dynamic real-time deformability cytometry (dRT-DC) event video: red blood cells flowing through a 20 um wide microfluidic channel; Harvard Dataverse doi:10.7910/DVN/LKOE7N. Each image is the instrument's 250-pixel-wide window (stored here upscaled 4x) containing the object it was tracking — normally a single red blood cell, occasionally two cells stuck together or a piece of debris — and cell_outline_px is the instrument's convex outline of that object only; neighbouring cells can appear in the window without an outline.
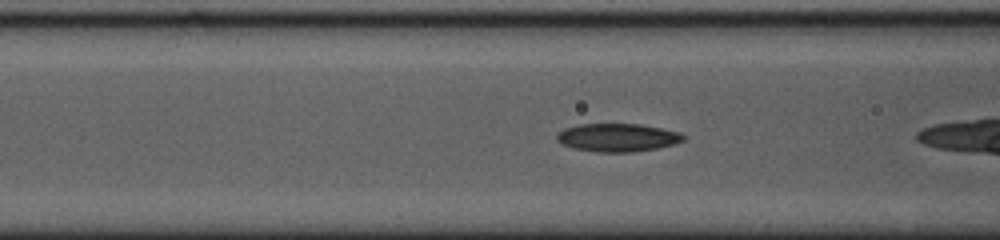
{"species": "common noctule bat (a hibernating species)", "species_latin": "Nyctalus noctula", "temperature_condition": "cold", "stored_images_in_passage": 13, "camera_frame_rate_fps": 3000, "um_per_image_px": 0.085, "animal": {"sex": "female", "body_mass_g": 23.0, "forearm_length_mm": 53.4}, "frame": {"image": 1, "passage_image": 10, "time_ms": 3.0, "image_size_px": [1000, 240], "cell_outline_px": [[684, 140], [676, 144], [656, 148], [632, 152], [596, 152], [572, 148], [556, 140], [556, 136], [564, 128], [580, 124], [640, 124], [680, 132], [684, 136]], "centroid_in_image_um": [52.49, 11.69], "position_along_channel_um": 114.1, "area_um2": 20.69}}